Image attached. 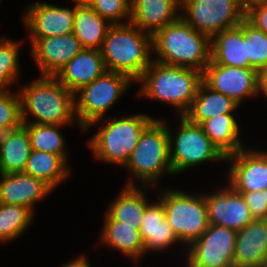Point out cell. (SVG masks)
<instances>
[{"instance_id":"6da1fadb","label":"cell","mask_w":267,"mask_h":267,"mask_svg":"<svg viewBox=\"0 0 267 267\" xmlns=\"http://www.w3.org/2000/svg\"><path fill=\"white\" fill-rule=\"evenodd\" d=\"M23 123L73 125L74 94L55 76H41L18 89ZM30 116L34 120H30ZM76 121V122H75Z\"/></svg>"},{"instance_id":"7a4b0ae2","label":"cell","mask_w":267,"mask_h":267,"mask_svg":"<svg viewBox=\"0 0 267 267\" xmlns=\"http://www.w3.org/2000/svg\"><path fill=\"white\" fill-rule=\"evenodd\" d=\"M202 82V72L152 60L135 83H141L138 97L166 102L179 111V116H183L190 108Z\"/></svg>"},{"instance_id":"3957f363","label":"cell","mask_w":267,"mask_h":267,"mask_svg":"<svg viewBox=\"0 0 267 267\" xmlns=\"http://www.w3.org/2000/svg\"><path fill=\"white\" fill-rule=\"evenodd\" d=\"M153 60L204 72L210 62L211 39L181 17L152 36Z\"/></svg>"},{"instance_id":"277c9868","label":"cell","mask_w":267,"mask_h":267,"mask_svg":"<svg viewBox=\"0 0 267 267\" xmlns=\"http://www.w3.org/2000/svg\"><path fill=\"white\" fill-rule=\"evenodd\" d=\"M100 52L107 71L125 74L136 82L153 60L152 35L130 22L112 24Z\"/></svg>"},{"instance_id":"5b68a950","label":"cell","mask_w":267,"mask_h":267,"mask_svg":"<svg viewBox=\"0 0 267 267\" xmlns=\"http://www.w3.org/2000/svg\"><path fill=\"white\" fill-rule=\"evenodd\" d=\"M105 117L91 122L83 131L101 124L97 133L87 141L94 158L106 164L124 167L144 129L155 119L145 113L123 116L120 118Z\"/></svg>"},{"instance_id":"8992f818","label":"cell","mask_w":267,"mask_h":267,"mask_svg":"<svg viewBox=\"0 0 267 267\" xmlns=\"http://www.w3.org/2000/svg\"><path fill=\"white\" fill-rule=\"evenodd\" d=\"M124 168L132 174L126 186L140 184L155 187L162 176L174 175L170 162L168 128L164 120L155 118L144 129Z\"/></svg>"},{"instance_id":"52a82bcc","label":"cell","mask_w":267,"mask_h":267,"mask_svg":"<svg viewBox=\"0 0 267 267\" xmlns=\"http://www.w3.org/2000/svg\"><path fill=\"white\" fill-rule=\"evenodd\" d=\"M179 117L175 136L167 125L170 162L174 175L209 161H226V157L211 142L200 125L190 122L185 116Z\"/></svg>"},{"instance_id":"ba28073f","label":"cell","mask_w":267,"mask_h":267,"mask_svg":"<svg viewBox=\"0 0 267 267\" xmlns=\"http://www.w3.org/2000/svg\"><path fill=\"white\" fill-rule=\"evenodd\" d=\"M161 194L159 200L172 231L180 244L188 247L209 225L204 193L193 195L184 190L167 189Z\"/></svg>"},{"instance_id":"9c48e42d","label":"cell","mask_w":267,"mask_h":267,"mask_svg":"<svg viewBox=\"0 0 267 267\" xmlns=\"http://www.w3.org/2000/svg\"><path fill=\"white\" fill-rule=\"evenodd\" d=\"M131 83L135 82L125 74L106 71L77 91L74 101L78 127L83 131L91 122L106 117L107 112L128 90Z\"/></svg>"},{"instance_id":"30bf717a","label":"cell","mask_w":267,"mask_h":267,"mask_svg":"<svg viewBox=\"0 0 267 267\" xmlns=\"http://www.w3.org/2000/svg\"><path fill=\"white\" fill-rule=\"evenodd\" d=\"M245 14L246 7L240 0H180V17L210 39L239 26Z\"/></svg>"},{"instance_id":"8fae6325","label":"cell","mask_w":267,"mask_h":267,"mask_svg":"<svg viewBox=\"0 0 267 267\" xmlns=\"http://www.w3.org/2000/svg\"><path fill=\"white\" fill-rule=\"evenodd\" d=\"M236 235L233 229L209 224L187 247L186 267H234Z\"/></svg>"},{"instance_id":"7c38bea8","label":"cell","mask_w":267,"mask_h":267,"mask_svg":"<svg viewBox=\"0 0 267 267\" xmlns=\"http://www.w3.org/2000/svg\"><path fill=\"white\" fill-rule=\"evenodd\" d=\"M257 70L246 67H231L212 63L203 72V82L212 90L222 93L239 106L258 96Z\"/></svg>"},{"instance_id":"4fadbf2b","label":"cell","mask_w":267,"mask_h":267,"mask_svg":"<svg viewBox=\"0 0 267 267\" xmlns=\"http://www.w3.org/2000/svg\"><path fill=\"white\" fill-rule=\"evenodd\" d=\"M77 5L61 7L47 2H34L25 7L22 22L30 38H48L73 33Z\"/></svg>"},{"instance_id":"5bb4252c","label":"cell","mask_w":267,"mask_h":267,"mask_svg":"<svg viewBox=\"0 0 267 267\" xmlns=\"http://www.w3.org/2000/svg\"><path fill=\"white\" fill-rule=\"evenodd\" d=\"M230 163L228 184L236 192L264 191L267 188V151L245 147L226 156Z\"/></svg>"},{"instance_id":"9a60e30c","label":"cell","mask_w":267,"mask_h":267,"mask_svg":"<svg viewBox=\"0 0 267 267\" xmlns=\"http://www.w3.org/2000/svg\"><path fill=\"white\" fill-rule=\"evenodd\" d=\"M226 185L218 191L204 193L208 223L237 232L254 218L241 193L236 192L228 183Z\"/></svg>"},{"instance_id":"2e32d148","label":"cell","mask_w":267,"mask_h":267,"mask_svg":"<svg viewBox=\"0 0 267 267\" xmlns=\"http://www.w3.org/2000/svg\"><path fill=\"white\" fill-rule=\"evenodd\" d=\"M29 43L32 58L40 69L41 76H56L84 49L74 33L57 37L30 38Z\"/></svg>"},{"instance_id":"e0dca14e","label":"cell","mask_w":267,"mask_h":267,"mask_svg":"<svg viewBox=\"0 0 267 267\" xmlns=\"http://www.w3.org/2000/svg\"><path fill=\"white\" fill-rule=\"evenodd\" d=\"M53 190L42 180L23 172L0 174V203L25 206L32 212Z\"/></svg>"},{"instance_id":"ac0fdd59","label":"cell","mask_w":267,"mask_h":267,"mask_svg":"<svg viewBox=\"0 0 267 267\" xmlns=\"http://www.w3.org/2000/svg\"><path fill=\"white\" fill-rule=\"evenodd\" d=\"M267 263V219H254L237 231L234 267H265Z\"/></svg>"},{"instance_id":"d6986e66","label":"cell","mask_w":267,"mask_h":267,"mask_svg":"<svg viewBox=\"0 0 267 267\" xmlns=\"http://www.w3.org/2000/svg\"><path fill=\"white\" fill-rule=\"evenodd\" d=\"M180 17V0H130V23L154 35Z\"/></svg>"},{"instance_id":"ffe728a7","label":"cell","mask_w":267,"mask_h":267,"mask_svg":"<svg viewBox=\"0 0 267 267\" xmlns=\"http://www.w3.org/2000/svg\"><path fill=\"white\" fill-rule=\"evenodd\" d=\"M106 71L100 50L84 48L55 77L75 94Z\"/></svg>"},{"instance_id":"44dd1931","label":"cell","mask_w":267,"mask_h":267,"mask_svg":"<svg viewBox=\"0 0 267 267\" xmlns=\"http://www.w3.org/2000/svg\"><path fill=\"white\" fill-rule=\"evenodd\" d=\"M140 234L145 255L150 251L162 252L172 244L180 243L166 219L164 205L159 199L158 202H152L146 206Z\"/></svg>"},{"instance_id":"7402d4cb","label":"cell","mask_w":267,"mask_h":267,"mask_svg":"<svg viewBox=\"0 0 267 267\" xmlns=\"http://www.w3.org/2000/svg\"><path fill=\"white\" fill-rule=\"evenodd\" d=\"M104 215V224L98 239L102 243L101 245L116 249L137 263L145 254L140 229L134 228L133 225H122L107 212Z\"/></svg>"},{"instance_id":"603a6c76","label":"cell","mask_w":267,"mask_h":267,"mask_svg":"<svg viewBox=\"0 0 267 267\" xmlns=\"http://www.w3.org/2000/svg\"><path fill=\"white\" fill-rule=\"evenodd\" d=\"M210 61L224 66L246 67L244 20L239 26L218 32L211 38Z\"/></svg>"},{"instance_id":"cb8c5ba5","label":"cell","mask_w":267,"mask_h":267,"mask_svg":"<svg viewBox=\"0 0 267 267\" xmlns=\"http://www.w3.org/2000/svg\"><path fill=\"white\" fill-rule=\"evenodd\" d=\"M149 186H126L114 198L106 209V212L122 225H133L134 228L140 229L143 221V215L149 199L144 191Z\"/></svg>"},{"instance_id":"d4e9b609","label":"cell","mask_w":267,"mask_h":267,"mask_svg":"<svg viewBox=\"0 0 267 267\" xmlns=\"http://www.w3.org/2000/svg\"><path fill=\"white\" fill-rule=\"evenodd\" d=\"M31 151L30 138L23 126L0 135V174L24 172Z\"/></svg>"},{"instance_id":"484cf974","label":"cell","mask_w":267,"mask_h":267,"mask_svg":"<svg viewBox=\"0 0 267 267\" xmlns=\"http://www.w3.org/2000/svg\"><path fill=\"white\" fill-rule=\"evenodd\" d=\"M240 107L228 96L216 92L202 82L188 111L183 115L190 122L200 125L220 114H234Z\"/></svg>"},{"instance_id":"4316f807","label":"cell","mask_w":267,"mask_h":267,"mask_svg":"<svg viewBox=\"0 0 267 267\" xmlns=\"http://www.w3.org/2000/svg\"><path fill=\"white\" fill-rule=\"evenodd\" d=\"M235 117L233 114H220L200 124L204 133L225 157L246 147L239 138L241 128Z\"/></svg>"},{"instance_id":"83f0119b","label":"cell","mask_w":267,"mask_h":267,"mask_svg":"<svg viewBox=\"0 0 267 267\" xmlns=\"http://www.w3.org/2000/svg\"><path fill=\"white\" fill-rule=\"evenodd\" d=\"M70 172L68 163L60 155L32 150L23 173L42 180L54 190L70 177Z\"/></svg>"},{"instance_id":"f1b7e54d","label":"cell","mask_w":267,"mask_h":267,"mask_svg":"<svg viewBox=\"0 0 267 267\" xmlns=\"http://www.w3.org/2000/svg\"><path fill=\"white\" fill-rule=\"evenodd\" d=\"M112 24L92 7L77 6L74 14L73 33L83 48L100 50L107 30Z\"/></svg>"},{"instance_id":"f546056e","label":"cell","mask_w":267,"mask_h":267,"mask_svg":"<svg viewBox=\"0 0 267 267\" xmlns=\"http://www.w3.org/2000/svg\"><path fill=\"white\" fill-rule=\"evenodd\" d=\"M22 126L27 130L32 150L60 155L69 162L65 137L60 131L67 125L23 123Z\"/></svg>"},{"instance_id":"4dcf8cb0","label":"cell","mask_w":267,"mask_h":267,"mask_svg":"<svg viewBox=\"0 0 267 267\" xmlns=\"http://www.w3.org/2000/svg\"><path fill=\"white\" fill-rule=\"evenodd\" d=\"M34 212L25 206L0 203V242L16 240L30 226Z\"/></svg>"},{"instance_id":"1f68e13d","label":"cell","mask_w":267,"mask_h":267,"mask_svg":"<svg viewBox=\"0 0 267 267\" xmlns=\"http://www.w3.org/2000/svg\"><path fill=\"white\" fill-rule=\"evenodd\" d=\"M23 41L0 37V90H9L20 77L19 51Z\"/></svg>"},{"instance_id":"d6a6232c","label":"cell","mask_w":267,"mask_h":267,"mask_svg":"<svg viewBox=\"0 0 267 267\" xmlns=\"http://www.w3.org/2000/svg\"><path fill=\"white\" fill-rule=\"evenodd\" d=\"M244 43H246V68L259 70L267 66V35L244 19Z\"/></svg>"},{"instance_id":"836d02e7","label":"cell","mask_w":267,"mask_h":267,"mask_svg":"<svg viewBox=\"0 0 267 267\" xmlns=\"http://www.w3.org/2000/svg\"><path fill=\"white\" fill-rule=\"evenodd\" d=\"M22 125L19 92L12 93L11 89L0 90V135Z\"/></svg>"},{"instance_id":"e575fe53","label":"cell","mask_w":267,"mask_h":267,"mask_svg":"<svg viewBox=\"0 0 267 267\" xmlns=\"http://www.w3.org/2000/svg\"><path fill=\"white\" fill-rule=\"evenodd\" d=\"M91 7L111 24L130 21V0H96Z\"/></svg>"},{"instance_id":"d590c367","label":"cell","mask_w":267,"mask_h":267,"mask_svg":"<svg viewBox=\"0 0 267 267\" xmlns=\"http://www.w3.org/2000/svg\"><path fill=\"white\" fill-rule=\"evenodd\" d=\"M238 193H241L254 219H267L266 189L264 191Z\"/></svg>"},{"instance_id":"8d00e7d4","label":"cell","mask_w":267,"mask_h":267,"mask_svg":"<svg viewBox=\"0 0 267 267\" xmlns=\"http://www.w3.org/2000/svg\"><path fill=\"white\" fill-rule=\"evenodd\" d=\"M245 18L267 35V0L249 4L246 7Z\"/></svg>"},{"instance_id":"74e56055","label":"cell","mask_w":267,"mask_h":267,"mask_svg":"<svg viewBox=\"0 0 267 267\" xmlns=\"http://www.w3.org/2000/svg\"><path fill=\"white\" fill-rule=\"evenodd\" d=\"M258 96L264 95L267 98V66L257 71Z\"/></svg>"},{"instance_id":"f35d334b","label":"cell","mask_w":267,"mask_h":267,"mask_svg":"<svg viewBox=\"0 0 267 267\" xmlns=\"http://www.w3.org/2000/svg\"><path fill=\"white\" fill-rule=\"evenodd\" d=\"M91 263L88 261L87 256L81 254L75 259L63 264L61 267H91Z\"/></svg>"},{"instance_id":"ab89813d","label":"cell","mask_w":267,"mask_h":267,"mask_svg":"<svg viewBox=\"0 0 267 267\" xmlns=\"http://www.w3.org/2000/svg\"><path fill=\"white\" fill-rule=\"evenodd\" d=\"M77 6L91 7L96 0H72Z\"/></svg>"},{"instance_id":"60d3db41","label":"cell","mask_w":267,"mask_h":267,"mask_svg":"<svg viewBox=\"0 0 267 267\" xmlns=\"http://www.w3.org/2000/svg\"><path fill=\"white\" fill-rule=\"evenodd\" d=\"M240 1L245 7H247L249 4L257 2V1H261V0H240Z\"/></svg>"}]
</instances>
